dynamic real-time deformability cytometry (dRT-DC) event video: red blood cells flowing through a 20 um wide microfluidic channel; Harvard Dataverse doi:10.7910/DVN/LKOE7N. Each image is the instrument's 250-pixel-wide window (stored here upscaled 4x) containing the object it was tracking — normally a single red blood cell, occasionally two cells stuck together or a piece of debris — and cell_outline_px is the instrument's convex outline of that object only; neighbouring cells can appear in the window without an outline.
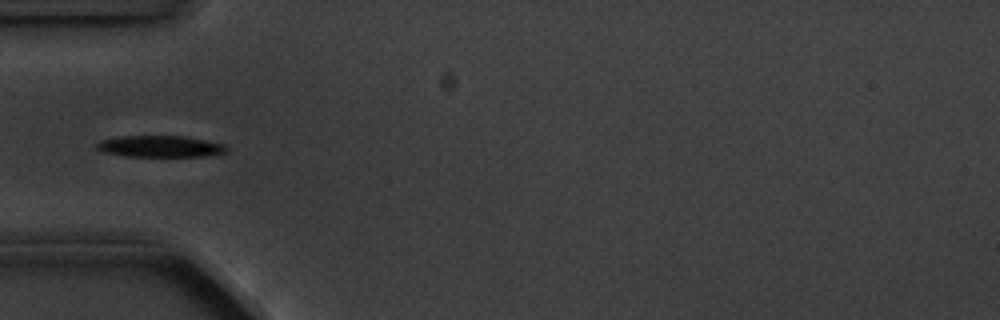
{"species": "common noctule bat (a hibernating species)", "species_latin": "Nyctalus noctula", "temperature_condition": "cold", "stored_images_in_passage": 6, "camera_frame_rate_fps": 3000, "um_per_image_px": 0.085, "animal": {"sex": "male", "body_mass_g": 20.1, "forearm_length_mm": 53.5}, "frame": {"image": 1, "passage_image": 4, "time_ms": 3.667, "image_size_px": [1000, 320], "cell_outline_px": [[228, 152], [208, 156], [128, 156], [104, 152], [96, 148], [96, 144], [100, 140], [120, 136], [184, 136], [224, 144], [228, 148]], "centroid_in_image_um": [13.63, 12.44], "position_along_channel_um": 71.4, "area_um2": 16.18}}